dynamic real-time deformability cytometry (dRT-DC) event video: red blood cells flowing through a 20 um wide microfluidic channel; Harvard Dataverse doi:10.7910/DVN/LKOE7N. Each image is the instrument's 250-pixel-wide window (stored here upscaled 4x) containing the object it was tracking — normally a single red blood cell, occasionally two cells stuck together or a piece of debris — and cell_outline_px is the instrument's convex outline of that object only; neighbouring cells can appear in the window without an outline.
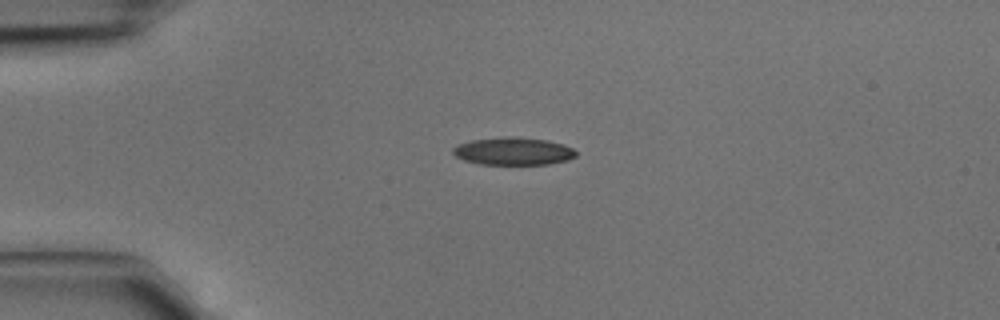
{"species": "common noctule bat (a hibernating species)", "species_latin": "Nyctalus noctula", "temperature_condition": "cold", "stored_images_in_passage": 2, "camera_frame_rate_fps": 3000, "um_per_image_px": 0.085, "animal": {"sex": "male", "body_mass_g": 15.6}, "frame": {"image": 1, "passage_image": 1, "time_ms": 0.0, "image_size_px": [1000, 320], "cell_outline_px": [[576, 156], [568, 160], [548, 164], [480, 164], [464, 160], [456, 156], [452, 152], [452, 148], [456, 144], [472, 140], [504, 136], [516, 136], [548, 140], [564, 144], [572, 148], [576, 152]], "centroid_in_image_um": [43.62, 12.84], "position_along_channel_um": 41.4, "area_um2": 20.0}}
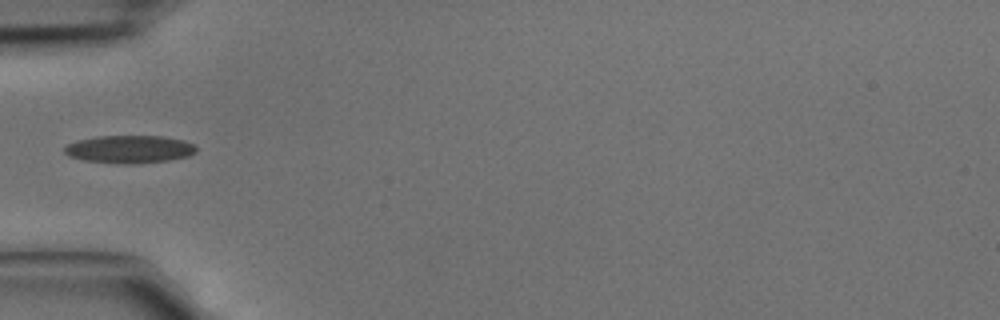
{"frame": {"image": 2, "passage_image": 2, "time_ms": 0.333, "image_size_px": [1000, 320], "cell_outline_px": [[196, 152], [188, 156], [168, 160], [128, 164], [124, 164], [84, 160], [68, 156], [64, 152], [64, 148], [68, 144], [76, 140], [96, 136], [160, 136], [184, 140], [196, 144]], "centroid_in_image_um": [11.0, 12.67], "position_along_channel_um": 74.0, "area_um2": 21.33}}